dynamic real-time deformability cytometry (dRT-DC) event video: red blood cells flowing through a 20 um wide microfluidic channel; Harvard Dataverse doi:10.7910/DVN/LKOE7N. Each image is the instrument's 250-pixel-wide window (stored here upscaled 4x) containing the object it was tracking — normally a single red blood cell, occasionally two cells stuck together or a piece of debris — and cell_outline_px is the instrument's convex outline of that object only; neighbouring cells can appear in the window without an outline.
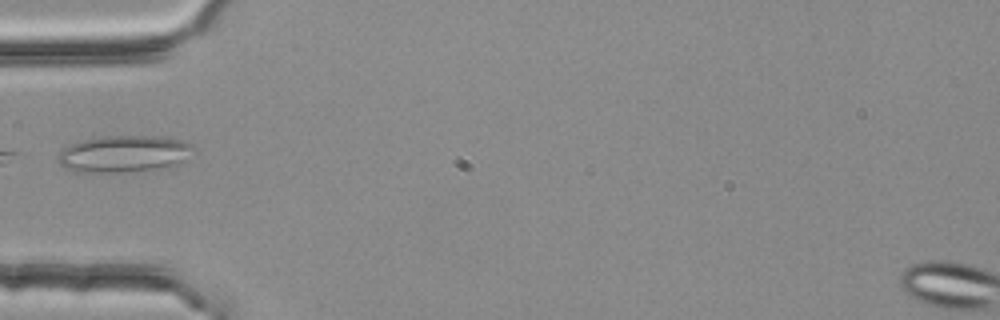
{"species": "common noctule bat (a hibernating species)", "species_latin": "Nyctalus noctula", "temperature_condition": "room temperature", "stored_images_in_passage": 4, "camera_frame_rate_fps": 3000, "um_per_image_px": 0.085, "animal": {"sex": "female", "body_mass_g": 25.1}, "frame": {"image": 1, "passage_image": 4, "time_ms": 1.0, "image_size_px": [1000, 320], "cell_outline_px": [[192, 148], [176, 164], [156, 168], [120, 172], [72, 172], [64, 168], [56, 160], [56, 156], [64, 148], [80, 140], [104, 136], [156, 136], [184, 140], [192, 144]], "centroid_in_image_um": [10.4, 13.07], "position_along_channel_um": 74.6, "area_um2": 28.61}}